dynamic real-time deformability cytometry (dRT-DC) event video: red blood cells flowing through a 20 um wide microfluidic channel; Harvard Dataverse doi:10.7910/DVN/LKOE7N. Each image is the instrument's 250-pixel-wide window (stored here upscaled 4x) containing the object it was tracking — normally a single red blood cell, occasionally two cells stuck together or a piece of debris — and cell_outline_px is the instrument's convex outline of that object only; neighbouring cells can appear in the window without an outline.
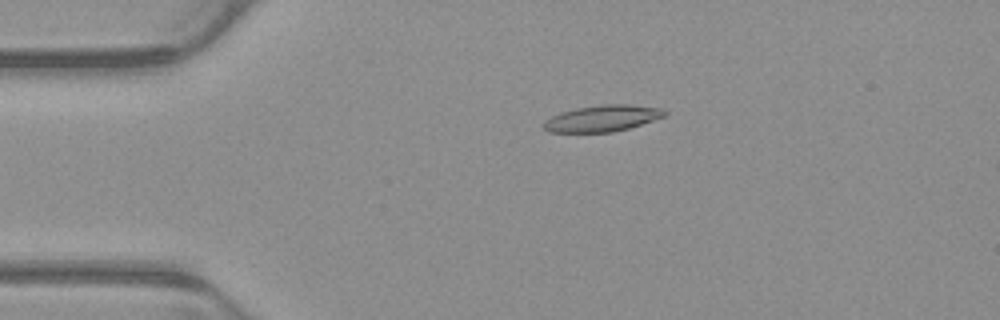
{"species": "common noctule bat (a hibernating species)", "species_latin": "Nyctalus noctula", "temperature_condition": "warm", "stored_images_in_passage": 4, "camera_frame_rate_fps": 3000, "um_per_image_px": 0.085, "animal": {"sex": "male", "body_mass_g": 23.1, "forearm_length_mm": 52.7}, "frame": {"image": 1, "passage_image": 2, "time_ms": 0.333, "image_size_px": [1000, 320], "cell_outline_px": [[668, 112], [664, 116], [628, 128], [612, 132], [548, 132], [540, 124], [544, 120], [560, 112], [576, 108], [600, 104], [632, 104], [664, 108]], "centroid_in_image_um": [51.17, 10.04], "position_along_channel_um": 33.8, "area_um2": 18.73}}